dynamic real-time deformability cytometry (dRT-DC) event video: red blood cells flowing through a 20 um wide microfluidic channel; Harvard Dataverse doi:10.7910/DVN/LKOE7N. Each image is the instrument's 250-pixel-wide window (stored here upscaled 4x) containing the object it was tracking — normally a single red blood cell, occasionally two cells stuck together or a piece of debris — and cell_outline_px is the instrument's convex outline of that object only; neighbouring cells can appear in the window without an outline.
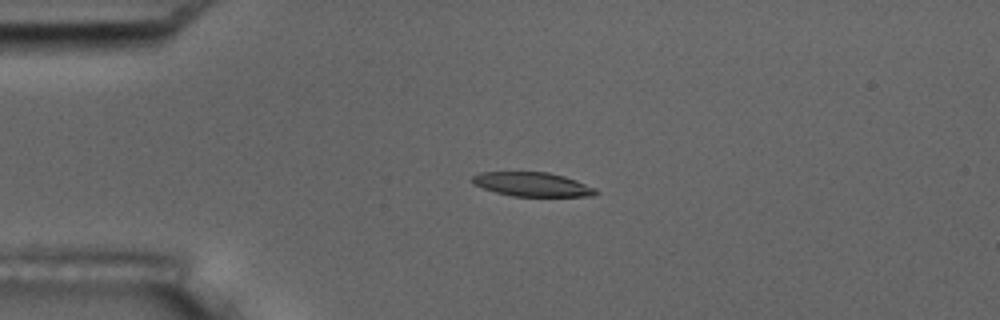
{"species": "common noctule bat (a hibernating species)", "species_latin": "Nyctalus noctula", "temperature_condition": "room temperature", "stored_images_in_passage": 9, "camera_frame_rate_fps": 3000, "um_per_image_px": 0.085, "animal": {"sex": "male", "body_mass_g": 17.5, "forearm_length_mm": 52.3}, "frame": {"image": 1, "passage_image": 4, "time_ms": 3.333, "image_size_px": [1000, 320], "cell_outline_px": [[600, 192], [596, 196], [512, 196], [496, 192], [472, 184], [472, 176], [480, 172], [548, 172], [564, 176], [576, 180], [596, 188]], "centroid_in_image_um": [45.28, 15.67], "position_along_channel_um": 39.7, "area_um2": 17.4}}
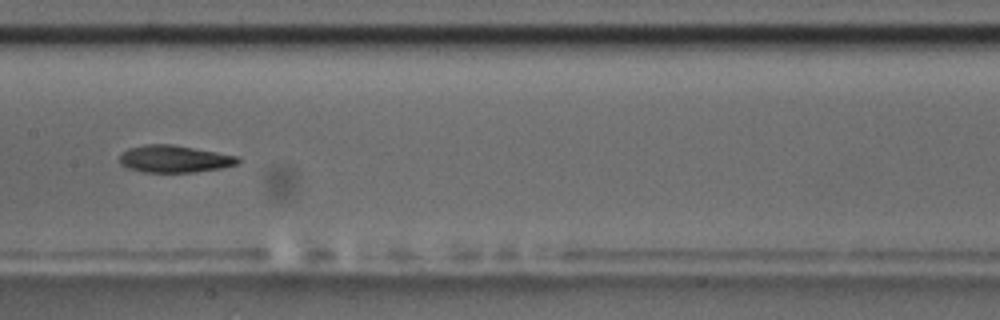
{"frame": {"image": 2, "passage_image": 8, "time_ms": 8.333, "image_size_px": [1000, 320], "cell_outline_px": [[240, 160], [236, 164], [220, 168], [196, 172], [144, 172], [128, 168], [120, 164], [120, 152], [128, 148], [148, 144], [172, 144], [240, 156]], "centroid_in_image_um": [14.81, 13.5], "position_along_channel_um": 192.6, "area_um2": 18.79}}